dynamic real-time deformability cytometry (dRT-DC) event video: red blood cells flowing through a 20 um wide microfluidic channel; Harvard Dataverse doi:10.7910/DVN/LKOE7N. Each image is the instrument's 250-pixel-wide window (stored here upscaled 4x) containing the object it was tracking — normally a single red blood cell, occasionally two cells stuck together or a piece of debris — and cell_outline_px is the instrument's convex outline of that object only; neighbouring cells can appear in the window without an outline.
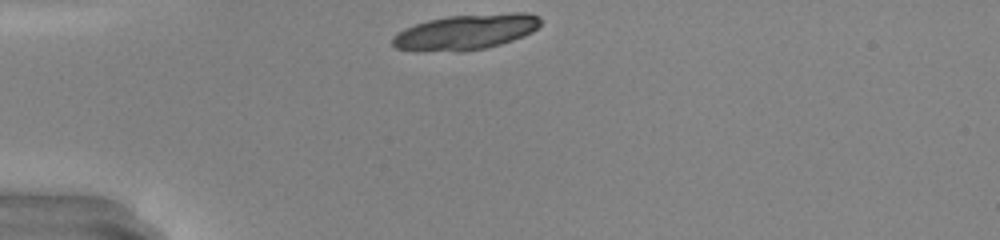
{"species": "common noctule bat (a hibernating species)", "species_latin": "Nyctalus noctula", "temperature_condition": "warm", "stored_images_in_passage": 28, "camera_frame_rate_fps": 3000, "um_per_image_px": 0.085, "animal": {"sex": "male", "body_mass_g": 20.0, "forearm_length_mm": 53.3}, "frame": {"image": 1, "passage_image": 1, "time_ms": 0.0, "image_size_px": [1000, 240], "cell_outline_px": [[540, 24], [532, 32], [524, 36], [500, 44], [484, 48], [460, 52], [416, 52], [396, 48], [392, 44], [392, 36], [404, 28], [428, 20], [448, 16], [512, 12], [528, 12], [540, 16]], "centroid_in_image_um": [39.56, 2.73], "position_along_channel_um": 45.4, "area_um2": 30.98}}